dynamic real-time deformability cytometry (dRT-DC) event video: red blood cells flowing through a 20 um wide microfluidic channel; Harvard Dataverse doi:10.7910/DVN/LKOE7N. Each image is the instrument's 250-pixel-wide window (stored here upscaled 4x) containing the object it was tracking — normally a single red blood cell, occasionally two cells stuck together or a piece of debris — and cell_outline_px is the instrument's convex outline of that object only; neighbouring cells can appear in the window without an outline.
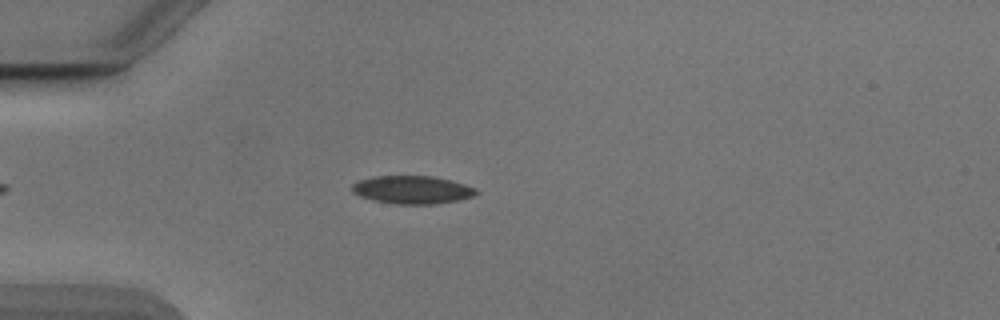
{"species": "Egyptian fruit bat (a non-hibernating species)", "species_latin": "Rousettus aegyptiacus", "temperature_condition": "cold", "stored_images_in_passage": 49, "camera_frame_rate_fps": 3000, "um_per_image_px": 0.085, "animal": {"sex": "male"}, "frame": {"image": 1, "passage_image": 11, "time_ms": 3.333, "image_size_px": [1000, 320], "cell_outline_px": [[480, 192], [472, 196], [460, 200], [432, 204], [396, 204], [372, 200], [360, 196], [352, 192], [352, 184], [360, 180], [376, 176], [432, 176], [464, 184], [476, 188]], "centroid_in_image_um": [35.04, 16.14], "position_along_channel_um": 50.0, "area_um2": 20.17}}
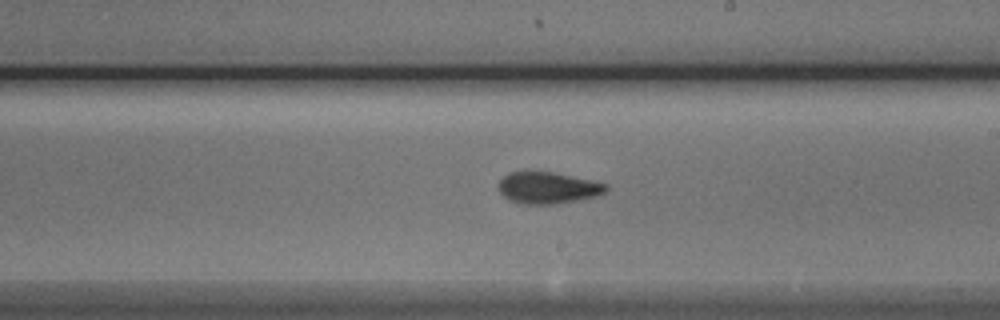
{"frame": {"image": 2, "passage_image": 27, "time_ms": 8.667, "image_size_px": [1000, 320], "cell_outline_px": [[608, 188], [604, 192], [596, 196], [556, 204], [520, 204], [508, 200], [500, 192], [500, 180], [508, 172], [552, 172], [572, 176], [608, 184]], "centroid_in_image_um": [46.56, 15.97], "position_along_channel_um": 242.4, "area_um2": 19.59}}
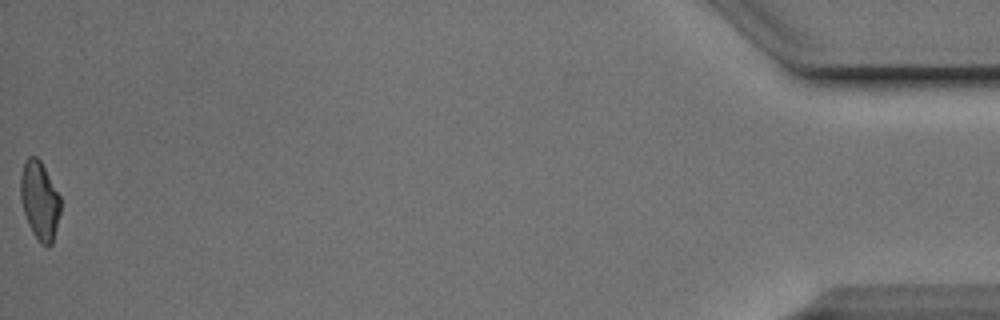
{"frame": {"image": 3, "passage_image": 49, "time_ms": 16.0, "image_size_px": [1000, 320], "cell_outline_px": [[60, 212], [52, 244], [48, 248], [40, 244], [32, 232], [28, 224], [24, 212], [20, 196], [20, 176], [24, 160], [28, 156], [36, 156], [40, 160], [60, 196]], "centroid_in_image_um": [3.35, 17.05], "position_along_channel_um": 431.8, "area_um2": 18.32}, "authors_computed_cell_mechanics": {"area_um2": 19.4208, "velocity_mm_per_s": 3.8971, "shape_relaxation_time_tau1_ms": 4.098, "shape_relaxation_time_tau2_ms": 2.4906, "deformation_change_tau1": 0.12, "deformation_change_tau2": 0.0846}}